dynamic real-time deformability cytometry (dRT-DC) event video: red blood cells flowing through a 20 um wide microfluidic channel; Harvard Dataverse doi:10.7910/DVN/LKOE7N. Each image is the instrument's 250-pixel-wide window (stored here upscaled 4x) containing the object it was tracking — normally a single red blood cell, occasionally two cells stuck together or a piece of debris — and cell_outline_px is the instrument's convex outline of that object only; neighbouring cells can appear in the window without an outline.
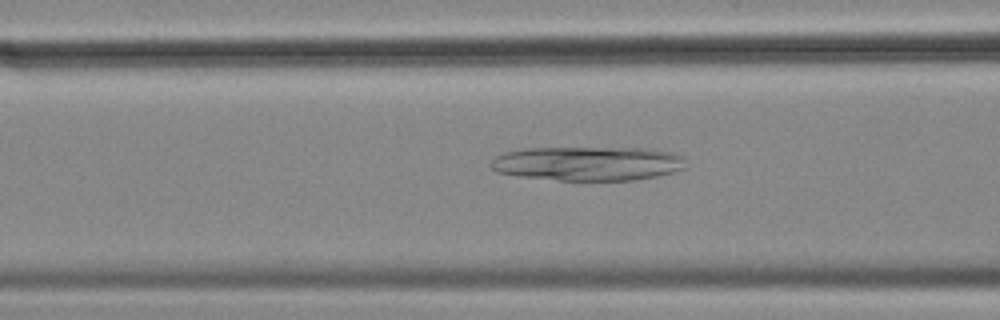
{"species": "common noctule bat (a hibernating species)", "species_latin": "Nyctalus noctula", "temperature_condition": "cold", "stored_images_in_passage": 22, "camera_frame_rate_fps": 3000, "um_per_image_px": 0.085, "animal": {"sex": "female", "body_mass_g": 18.4}, "frame": {"image": 1, "passage_image": 9, "time_ms": 2.667, "image_size_px": [1000, 320], "cell_outline_px": [[684, 168], [672, 172], [656, 176], [632, 180], [560, 180], [516, 176], [500, 172], [492, 168], [488, 164], [496, 156], [504, 152], [528, 148], [656, 148], [672, 152], [684, 156]], "centroid_in_image_um": [49.98, 13.88], "position_along_channel_um": 116.6, "area_um2": 38.96}}
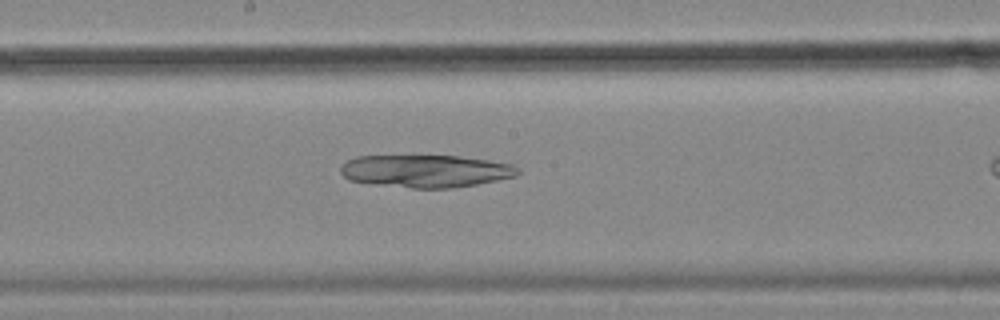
{"frame": {"image": 2, "passage_image": 17, "time_ms": 5.333, "image_size_px": [1000, 320], "cell_outline_px": [[520, 172], [516, 176], [476, 184], [452, 188], [412, 188], [348, 180], [340, 172], [340, 168], [348, 160], [356, 156], [460, 156], [488, 160], [512, 164], [520, 168]], "centroid_in_image_um": [36.22, 14.53], "position_along_channel_um": 212.0, "area_um2": 33.41}}
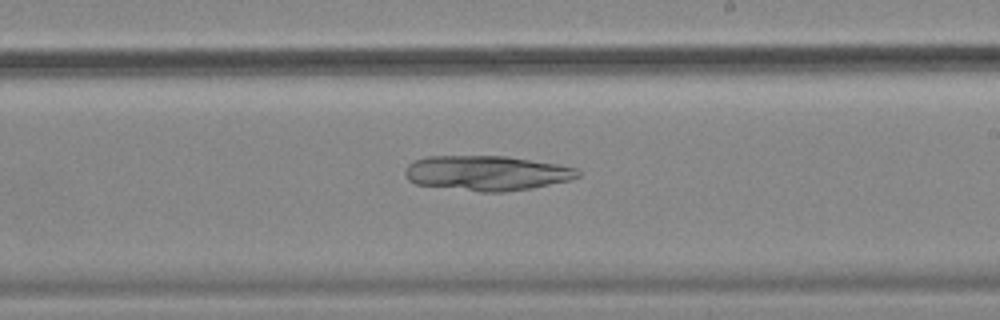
{"frame": {"image": 3, "passage_image": 20, "time_ms": 6.333, "image_size_px": [1000, 320], "cell_outline_px": [[580, 176], [568, 180], [532, 188], [504, 192], [480, 192], [416, 184], [408, 180], [404, 176], [404, 168], [412, 160], [428, 156], [508, 156], [556, 164], [576, 168], [580, 172]], "centroid_in_image_um": [41.32, 14.71], "position_along_channel_um": 247.7, "area_um2": 35.32}}